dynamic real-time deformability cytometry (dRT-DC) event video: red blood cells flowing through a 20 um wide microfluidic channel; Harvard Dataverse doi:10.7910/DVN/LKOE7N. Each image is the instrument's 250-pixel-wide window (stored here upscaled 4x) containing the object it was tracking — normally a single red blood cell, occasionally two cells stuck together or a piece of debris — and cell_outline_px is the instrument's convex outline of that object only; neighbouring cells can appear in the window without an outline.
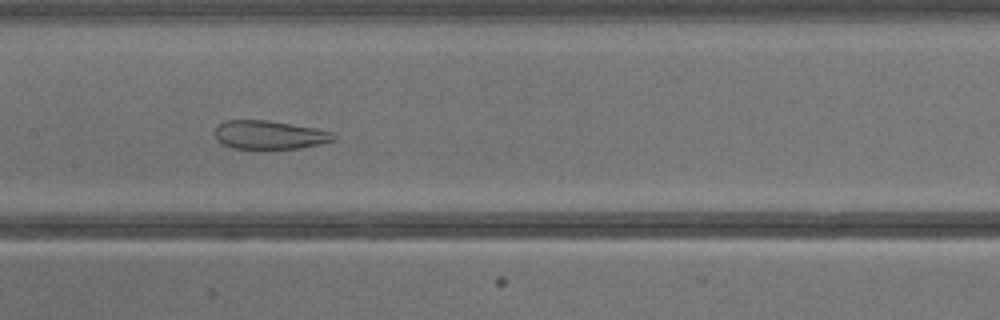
{"species": "common noctule bat (a hibernating species)", "species_latin": "Nyctalus noctula", "temperature_condition": "warm", "stored_images_in_passage": 33, "camera_frame_rate_fps": 3000, "um_per_image_px": 0.085, "animal": {"sex": "male", "body_mass_g": 13.3}, "frame": {"image": 1, "passage_image": 12, "time_ms": 3.667, "image_size_px": [1000, 320], "cell_outline_px": [[336, 140], [320, 144], [300, 148], [232, 148], [216, 140], [216, 128], [224, 120], [268, 120], [316, 128], [336, 132]], "centroid_in_image_um": [22.96, 11.45], "position_along_channel_um": 184.4, "area_um2": 19.77}}
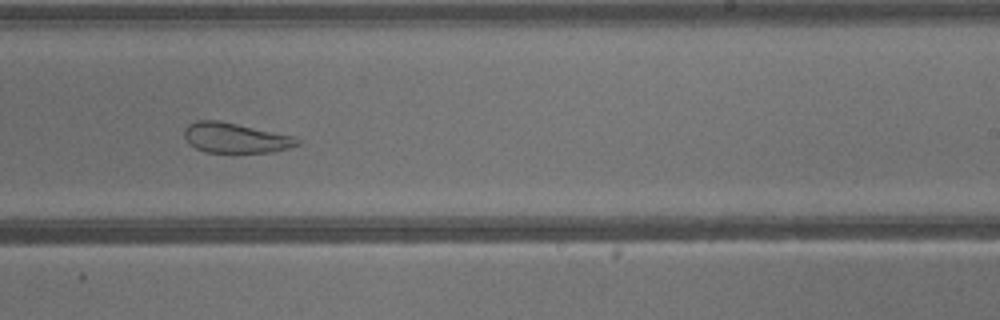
{"frame": {"image": 2, "passage_image": 17, "time_ms": 5.333, "image_size_px": [1000, 320], "cell_outline_px": [[300, 144], [288, 148], [272, 152], [204, 152], [188, 144], [184, 136], [184, 128], [188, 124], [196, 120], [220, 120], [296, 136], [300, 140]], "centroid_in_image_um": [20.0, 11.71], "position_along_channel_um": 269.0, "area_um2": 20.06}}
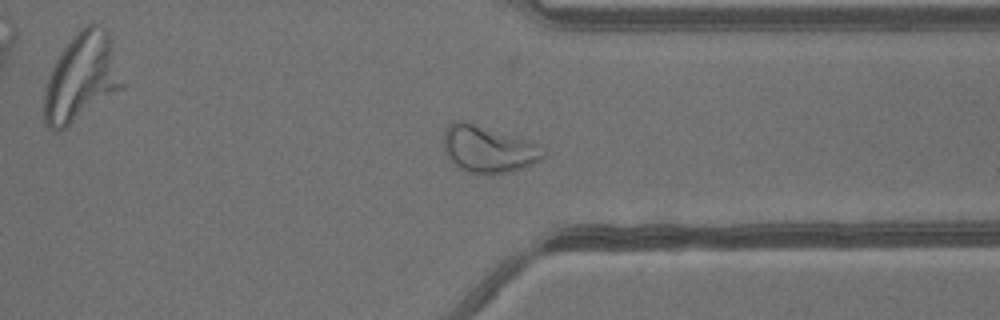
{"frame": {"image": 3, "passage_image": 23, "time_ms": 7.333, "image_size_px": [1000, 320], "cell_outline_px": [[548, 152], [540, 160], [532, 164], [508, 172], [492, 176], [468, 172], [460, 168], [448, 156], [444, 148], [444, 128], [452, 120], [464, 120], [532, 140], [540, 144]], "centroid_in_image_um": [41.54, 12.65], "position_along_channel_um": 369.9, "area_um2": 27.86}}